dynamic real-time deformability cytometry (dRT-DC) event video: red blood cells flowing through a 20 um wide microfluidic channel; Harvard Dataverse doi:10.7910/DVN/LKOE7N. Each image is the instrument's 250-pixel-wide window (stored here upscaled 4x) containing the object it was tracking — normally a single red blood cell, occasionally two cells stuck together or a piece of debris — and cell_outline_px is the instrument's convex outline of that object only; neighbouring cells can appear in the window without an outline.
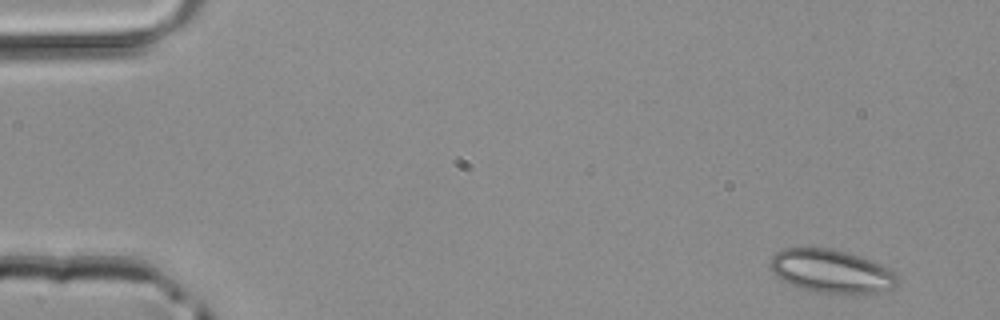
{"species": "common noctule bat (a hibernating species)", "species_latin": "Nyctalus noctula", "temperature_condition": "room temperature", "stored_images_in_passage": 4, "camera_frame_rate_fps": 3000, "um_per_image_px": 0.085, "animal": {"sex": "male", "body_mass_g": 20.4}, "frame": {"image": 1, "passage_image": 1, "time_ms": 0.0, "image_size_px": [1000, 320], "cell_outline_px": [[900, 284], [896, 288], [876, 292], [820, 292], [800, 288], [776, 276], [772, 272], [768, 264], [772, 256], [776, 252], [784, 248], [832, 248], [848, 252], [860, 256], [880, 264], [888, 268], [900, 276]], "centroid_in_image_um": [70.69, 23.03], "position_along_channel_um": 14.3, "area_um2": 32.02}}